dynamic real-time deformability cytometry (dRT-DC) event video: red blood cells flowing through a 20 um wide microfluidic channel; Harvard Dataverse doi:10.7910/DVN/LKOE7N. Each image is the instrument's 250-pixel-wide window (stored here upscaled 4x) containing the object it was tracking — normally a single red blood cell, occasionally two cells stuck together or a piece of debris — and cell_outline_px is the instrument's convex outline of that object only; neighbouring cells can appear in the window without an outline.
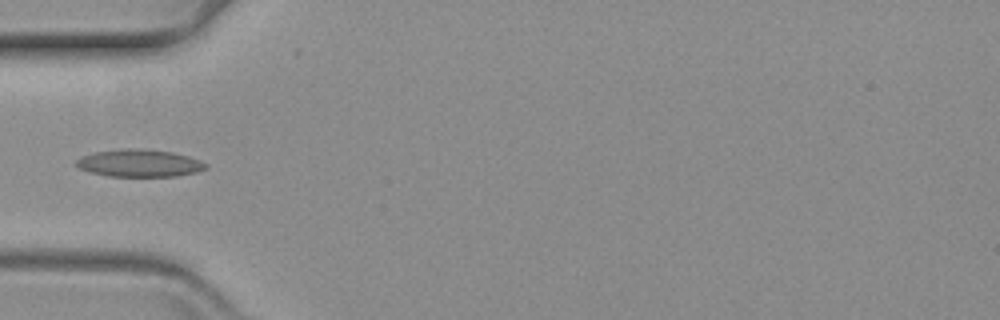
{"species": "common noctule bat (a hibernating species)", "species_latin": "Nyctalus noctula", "temperature_condition": "warm", "stored_images_in_passage": 42, "camera_frame_rate_fps": 3000, "um_per_image_px": 0.085, "animal": {"sex": "female", "body_mass_g": 19.3, "forearm_length_mm": 54.1}, "frame": {"image": 1, "passage_image": 1, "time_ms": 0.0, "image_size_px": [1000, 320], "cell_outline_px": [[208, 168], [196, 172], [176, 176], [108, 176], [88, 172], [72, 164], [80, 156], [96, 152], [124, 148], [128, 148], [172, 152], [188, 156], [200, 160], [208, 164]], "centroid_in_image_um": [11.82, 13.87], "position_along_channel_um": 73.2, "area_um2": 20.69}}
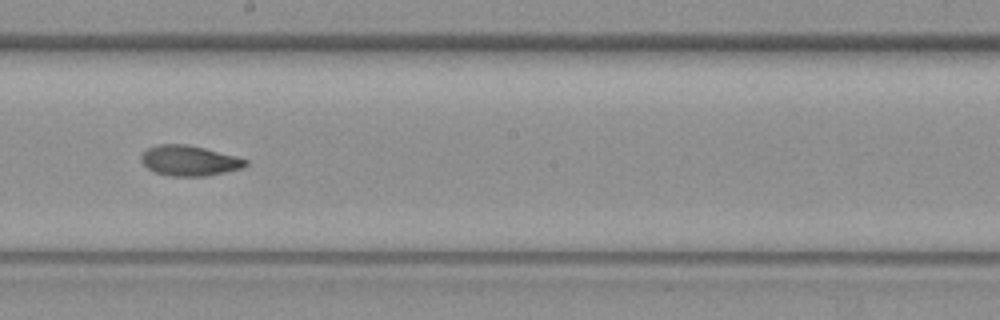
{"frame": {"image": 2, "passage_image": 15, "time_ms": 4.667, "image_size_px": [1000, 320], "cell_outline_px": [[248, 164], [244, 168], [204, 176], [168, 176], [156, 172], [148, 168], [140, 160], [140, 156], [148, 148], [160, 144], [184, 144], [204, 148], [248, 160]], "centroid_in_image_um": [16.08, 13.66], "position_along_channel_um": 232.1, "area_um2": 18.21}}
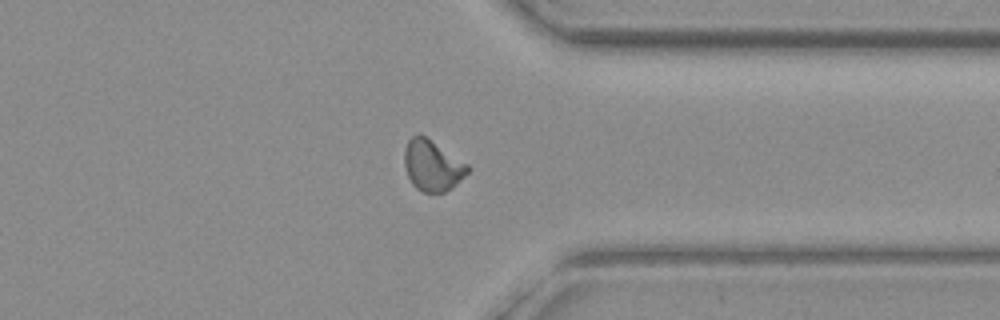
{"frame": {"image": 3, "passage_image": 28, "time_ms": 9.0, "image_size_px": [1000, 320], "cell_outline_px": [[468, 172], [452, 188], [444, 192], [424, 192], [416, 188], [412, 184], [408, 176], [404, 164], [404, 152], [408, 140], [412, 136], [420, 132], [468, 164]], "centroid_in_image_um": [36.73, 14.05], "position_along_channel_um": 374.7, "area_um2": 18.73}}